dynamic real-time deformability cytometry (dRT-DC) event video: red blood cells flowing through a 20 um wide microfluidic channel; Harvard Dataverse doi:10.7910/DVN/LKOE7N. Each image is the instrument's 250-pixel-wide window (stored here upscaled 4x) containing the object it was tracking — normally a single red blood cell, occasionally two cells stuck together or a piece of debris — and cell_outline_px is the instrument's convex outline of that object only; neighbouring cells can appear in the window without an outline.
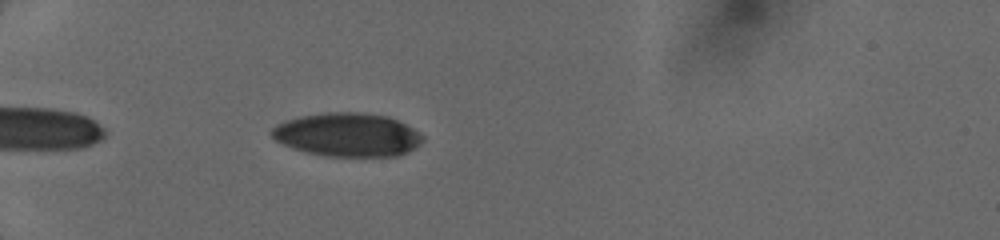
{"species": "human", "species_latin": "Homo sapiens", "temperature_condition": "cold", "stored_images_in_passage": 36, "camera_frame_rate_fps": 3000, "um_per_image_px": 0.085, "donor": {"sex": "female"}, "frame": {"image": 1, "passage_image": 1, "time_ms": 0.0, "image_size_px": [1000, 240], "cell_outline_px": [[424, 140], [420, 144], [408, 152], [396, 156], [324, 156], [292, 148], [276, 140], [272, 136], [272, 128], [284, 120], [300, 116], [324, 112], [360, 112], [388, 116], [412, 128], [424, 136]], "centroid_in_image_um": [29.54, 11.45], "position_along_channel_um": 55.5, "area_um2": 38.26}}
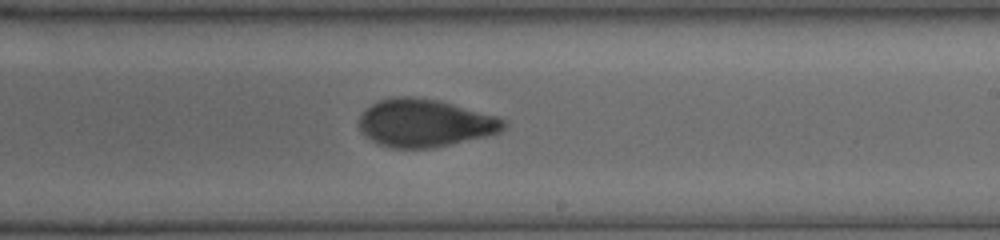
{"frame": {"image": 2, "passage_image": 15, "time_ms": 5.333, "image_size_px": [1000, 240], "cell_outline_px": [[508, 124], [500, 132], [484, 136], [432, 148], [392, 148], [376, 144], [364, 136], [360, 132], [360, 116], [372, 104], [380, 100], [400, 96], [412, 96], [440, 100], [496, 116], [504, 120]], "centroid_in_image_um": [36.09, 10.46], "position_along_channel_um": 252.9, "area_um2": 40.11}}
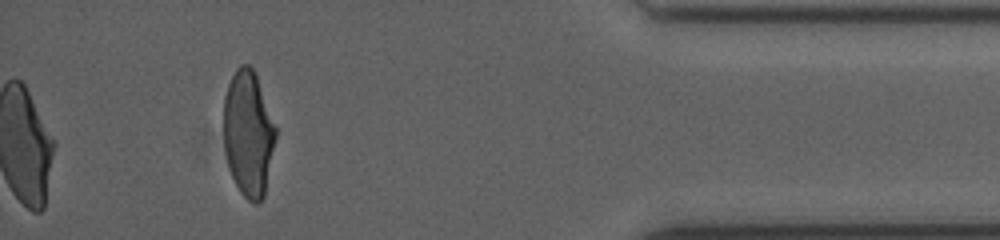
{"frame": {"image": 3, "passage_image": 36, "time_ms": 10.0, "image_size_px": [1000, 240], "cell_outline_px": [[276, 140], [264, 196], [256, 204], [248, 200], [240, 192], [228, 168], [224, 148], [224, 96], [228, 84], [236, 68], [240, 64], [248, 64], [256, 72], [276, 128]], "centroid_in_image_um": [21.11, 11.33], "position_along_channel_um": 414.1, "area_um2": 38.32}}